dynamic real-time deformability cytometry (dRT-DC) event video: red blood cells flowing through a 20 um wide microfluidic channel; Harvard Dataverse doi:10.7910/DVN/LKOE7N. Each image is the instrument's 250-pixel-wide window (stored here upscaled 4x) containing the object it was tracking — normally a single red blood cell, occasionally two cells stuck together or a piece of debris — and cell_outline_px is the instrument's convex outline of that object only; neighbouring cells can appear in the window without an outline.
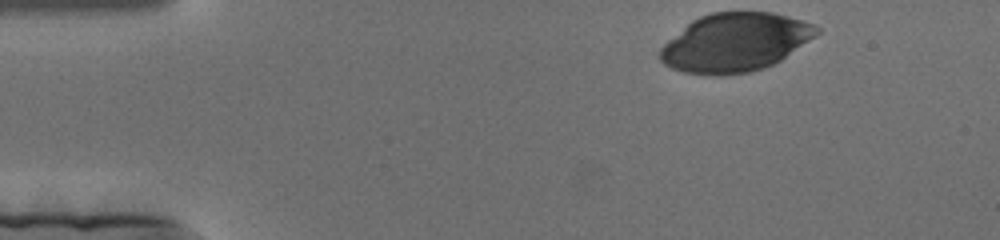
{"species": "human", "species_latin": "Homo sapiens", "temperature_condition": "cold", "stored_images_in_passage": 150, "camera_frame_rate_fps": 3000, "um_per_image_px": 0.085, "donor": {"sex": "female"}, "frame": {"image": 1, "passage_image": 1, "time_ms": 0.0, "image_size_px": [1000, 240], "cell_outline_px": [[820, 32], [816, 36], [780, 60], [764, 68], [748, 72], [720, 76], [712, 76], [684, 72], [672, 68], [664, 64], [660, 60], [660, 48], [668, 40], [692, 20], [700, 16], [712, 12], [772, 12], [788, 16], [816, 24], [820, 28]], "centroid_in_image_um": [62.49, 3.61], "position_along_channel_um": 22.5, "area_um2": 53.35}}